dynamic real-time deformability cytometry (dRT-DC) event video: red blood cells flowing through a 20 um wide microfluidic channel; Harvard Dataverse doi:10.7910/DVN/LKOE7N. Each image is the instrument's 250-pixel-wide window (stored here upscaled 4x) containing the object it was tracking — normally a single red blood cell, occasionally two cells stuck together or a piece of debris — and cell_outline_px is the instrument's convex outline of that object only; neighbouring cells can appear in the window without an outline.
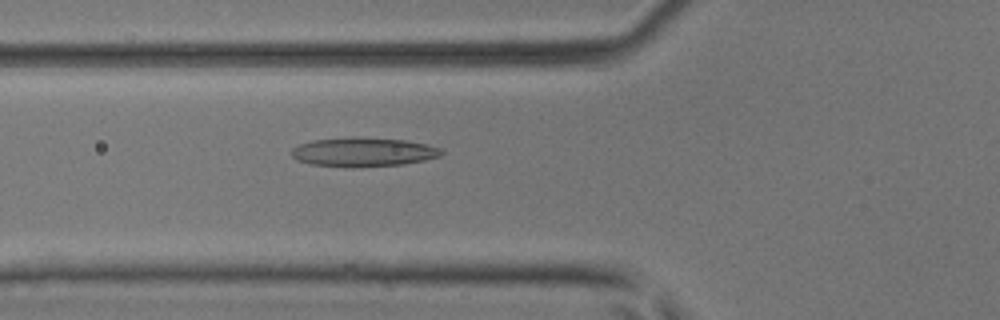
{"species": "common noctule bat (a hibernating species)", "species_latin": "Nyctalus noctula", "temperature_condition": "room temperature", "stored_images_in_passage": 41, "camera_frame_rate_fps": 3000, "um_per_image_px": 0.085, "animal": {"sex": "male", "body_mass_g": 17.9, "forearm_length_mm": 54.2}, "frame": {"image": 1, "passage_image": 18, "time_ms": 5.667, "image_size_px": [1000, 320], "cell_outline_px": [[444, 152], [440, 156], [424, 160], [404, 164], [352, 168], [312, 164], [296, 160], [292, 156], [292, 148], [300, 144], [312, 140], [352, 136], [360, 136], [408, 140], [440, 148]], "centroid_in_image_um": [30.87, 12.91], "position_along_channel_um": 94.9, "area_um2": 25.78}}
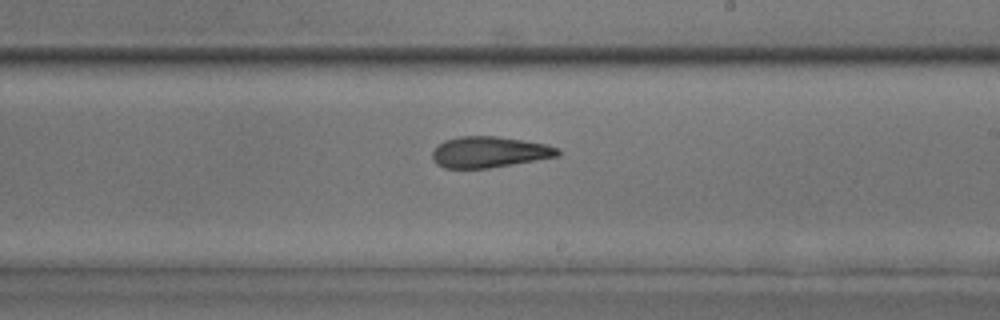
{"frame": {"image": 2, "passage_image": 29, "time_ms": 9.333, "image_size_px": [1000, 320], "cell_outline_px": [[560, 156], [488, 168], [444, 168], [436, 164], [432, 160], [432, 152], [444, 140], [460, 136], [496, 136], [548, 144], [560, 148]], "centroid_in_image_um": [41.61, 12.92], "position_along_channel_um": 247.4, "area_um2": 22.72}}
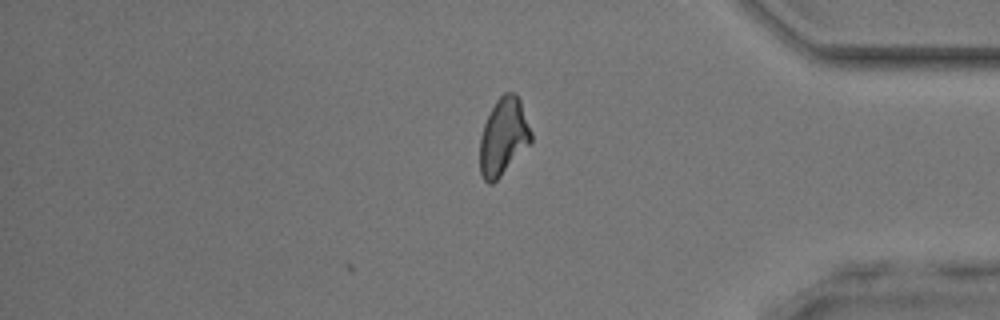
{"frame": {"image": 3, "passage_image": 41, "time_ms": 13.333, "image_size_px": [1000, 320], "cell_outline_px": [[532, 140], [500, 176], [492, 184], [488, 184], [484, 180], [480, 172], [480, 136], [484, 124], [496, 100], [504, 92], [516, 92], [520, 100], [532, 132]], "centroid_in_image_um": [42.78, 11.59], "position_along_channel_um": 392.4, "area_um2": 22.77}, "authors_computed_cell_mechanics": {"area_um2": 23.8714, "velocity_mm_per_s": 4.1661, "shape_relaxation_time_tau1_ms": 8.7956, "shape_relaxation_time_tau2_ms": 2.7165, "deformation_change_tau1": 0.2097, "deformation_change_tau2": 0.1168}}